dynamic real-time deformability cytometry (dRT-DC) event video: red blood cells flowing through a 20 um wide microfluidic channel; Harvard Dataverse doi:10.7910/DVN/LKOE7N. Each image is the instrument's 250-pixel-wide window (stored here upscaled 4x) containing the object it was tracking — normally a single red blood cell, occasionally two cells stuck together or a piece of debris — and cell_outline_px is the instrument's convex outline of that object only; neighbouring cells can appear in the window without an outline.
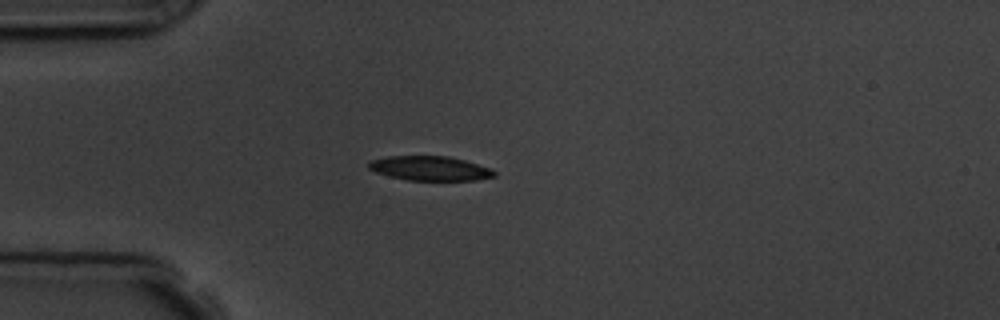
{"species": "common noctule bat (a hibernating species)", "species_latin": "Nyctalus noctula", "temperature_condition": "room temperature", "stored_images_in_passage": 2, "camera_frame_rate_fps": 3000, "um_per_image_px": 0.085, "animal": {"sex": "male", "body_mass_g": 19.5, "forearm_length_mm": 54.6}, "frame": {"image": 1, "passage_image": 2, "time_ms": 1.0, "image_size_px": [1000, 320], "cell_outline_px": [[496, 176], [476, 180], [408, 180], [376, 172], [368, 168], [368, 160], [388, 156], [448, 156], [464, 160], [492, 168], [496, 172]], "centroid_in_image_um": [36.56, 14.3], "position_along_channel_um": 48.4, "area_um2": 17.86}}